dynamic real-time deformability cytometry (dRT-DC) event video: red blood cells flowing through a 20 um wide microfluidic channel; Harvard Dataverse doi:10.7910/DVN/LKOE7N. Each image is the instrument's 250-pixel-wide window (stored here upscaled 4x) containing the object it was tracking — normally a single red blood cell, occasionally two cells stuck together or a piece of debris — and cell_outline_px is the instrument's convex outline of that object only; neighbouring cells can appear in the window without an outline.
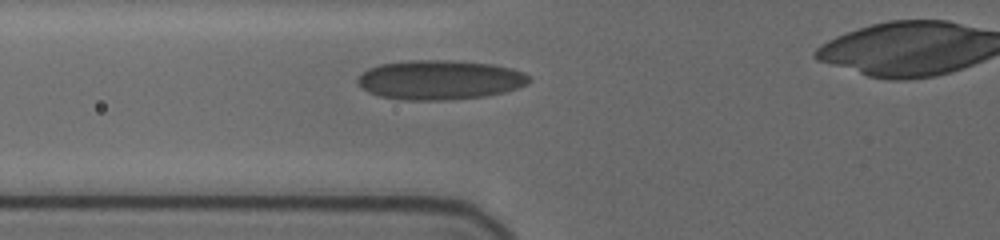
{"species": "human", "species_latin": "Homo sapiens", "temperature_condition": "cold", "stored_images_in_passage": 6, "camera_frame_rate_fps": 3000, "um_per_image_px": 0.085, "donor": {"sex": "female"}, "frame": {"image": 1, "passage_image": 5, "time_ms": 3.333, "image_size_px": [1000, 240], "cell_outline_px": [[532, 80], [528, 84], [504, 92], [484, 96], [448, 100], [396, 100], [380, 96], [368, 92], [356, 80], [368, 68], [380, 64], [408, 60], [452, 60], [492, 64], [512, 68], [524, 72]], "centroid_in_image_um": [37.4, 6.79], "position_along_channel_um": 88.4, "area_um2": 39.54}}